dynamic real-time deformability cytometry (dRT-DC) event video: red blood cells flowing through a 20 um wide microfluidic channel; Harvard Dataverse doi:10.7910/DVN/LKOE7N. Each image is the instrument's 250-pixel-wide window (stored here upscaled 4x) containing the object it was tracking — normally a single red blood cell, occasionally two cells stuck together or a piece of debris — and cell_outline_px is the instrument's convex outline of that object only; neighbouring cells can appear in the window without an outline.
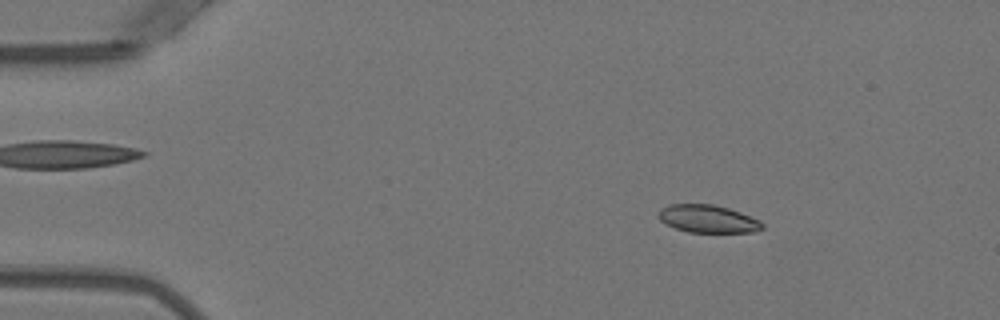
{"species": "Egyptian fruit bat (a non-hibernating species)", "species_latin": "Rousettus aegyptiacus", "temperature_condition": "warm", "stored_images_in_passage": 51, "camera_frame_rate_fps": 3000, "um_per_image_px": 0.085, "animal": {"sex": "female"}, "frame": {"image": 1, "passage_image": 7, "time_ms": 2.0, "image_size_px": [1000, 320], "cell_outline_px": [[764, 228], [756, 232], [688, 232], [676, 228], [660, 220], [656, 216], [660, 208], [668, 204], [712, 204], [728, 208], [740, 212], [760, 220], [764, 224]], "centroid_in_image_um": [60.17, 18.6], "position_along_channel_um": 24.8, "area_um2": 16.88}}
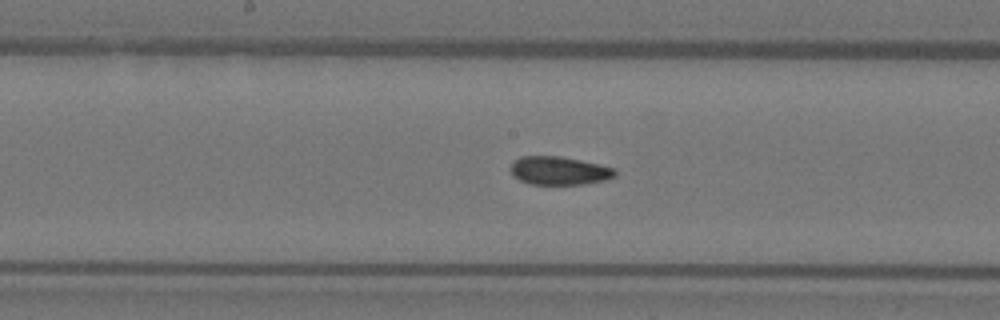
{"frame": {"image": 2, "passage_image": 26, "time_ms": 8.333, "image_size_px": [1000, 320], "cell_outline_px": [[616, 176], [604, 180], [584, 184], [528, 184], [520, 180], [512, 172], [512, 164], [520, 156], [560, 156], [580, 160], [616, 168]], "centroid_in_image_um": [47.57, 14.51], "position_along_channel_um": 200.6, "area_um2": 17.05}}
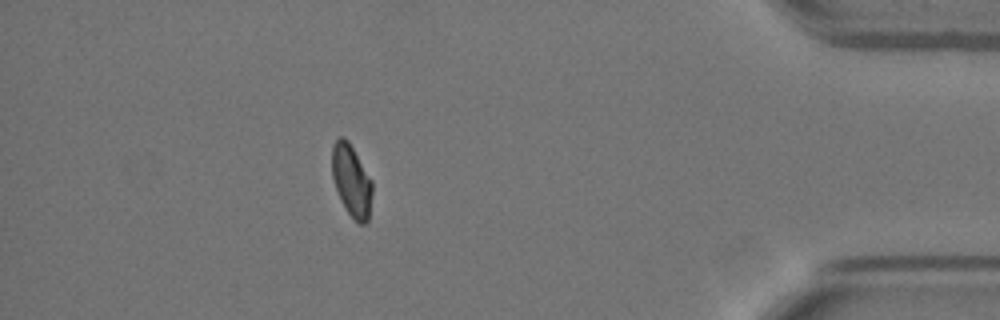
{"frame": {"image": 3, "passage_image": 45, "time_ms": 14.667, "image_size_px": [1000, 320], "cell_outline_px": [[372, 192], [368, 220], [364, 224], [360, 224], [348, 212], [340, 200], [332, 176], [332, 144], [340, 136], [344, 136], [348, 140], [372, 180]], "centroid_in_image_um": [29.87, 15.32], "position_along_channel_um": 405.3, "area_um2": 16.76}, "authors_computed_cell_mechanics": {"area_um2": 17.5712, "velocity_mm_per_s": 3.9489, "shape_relaxation_time_tau1_ms": null, "shape_relaxation_time_tau2_ms": 1.0402, "deformation_change_tau1": null, "deformation_change_tau2": 0.0467}}